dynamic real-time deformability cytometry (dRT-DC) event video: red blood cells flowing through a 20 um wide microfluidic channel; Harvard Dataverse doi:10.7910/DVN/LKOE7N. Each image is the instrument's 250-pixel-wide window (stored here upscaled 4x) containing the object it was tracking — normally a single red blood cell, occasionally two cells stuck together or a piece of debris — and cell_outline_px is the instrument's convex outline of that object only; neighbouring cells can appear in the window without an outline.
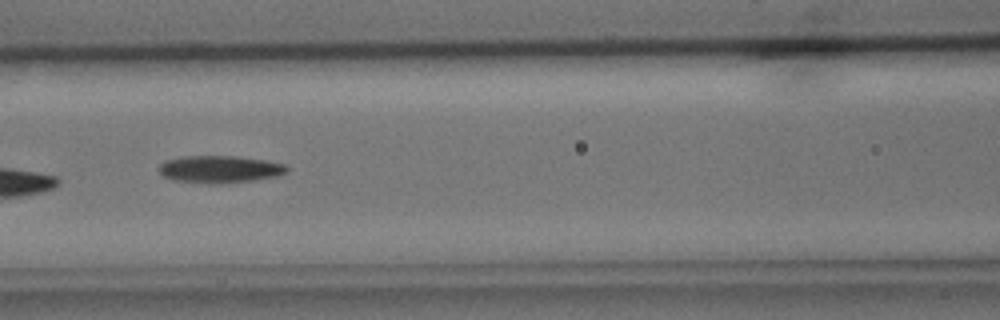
{"species": "common noctule bat (a hibernating species)", "species_latin": "Nyctalus noctula", "temperature_condition": "cold", "stored_images_in_passage": 9, "camera_frame_rate_fps": 3000, "um_per_image_px": 0.085, "animal": {"sex": "male", "body_mass_g": 15.6}, "frame": {"image": 1, "passage_image": 7, "time_ms": 7.667, "image_size_px": [1000, 320], "cell_outline_px": [[288, 168], [280, 176], [252, 180], [208, 184], [176, 180], [164, 176], [160, 172], [160, 164], [164, 160], [184, 156], [236, 156], [264, 160], [284, 164]], "centroid_in_image_um": [18.67, 14.37], "position_along_channel_um": 147.9, "area_um2": 20.06}}
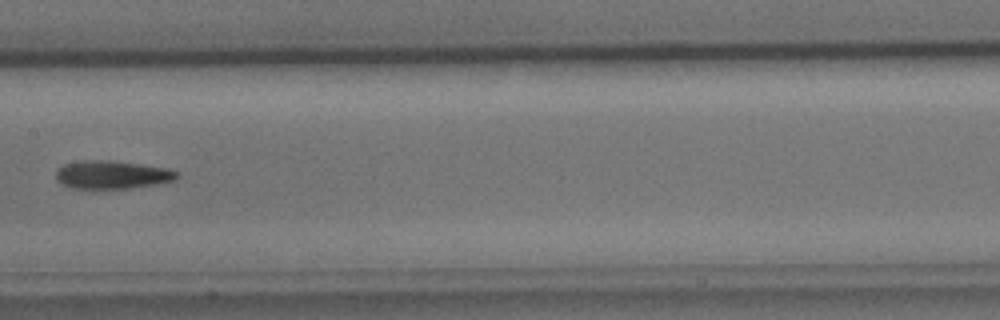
{"frame": {"image": 2, "passage_image": 8, "time_ms": 9.0, "image_size_px": [1000, 320], "cell_outline_px": [[180, 176], [176, 180], [156, 184], [132, 188], [72, 188], [56, 180], [56, 168], [64, 164], [84, 160], [108, 160], [168, 168], [180, 172]], "centroid_in_image_um": [9.55, 14.85], "position_along_channel_um": 197.8, "area_um2": 19.88}}
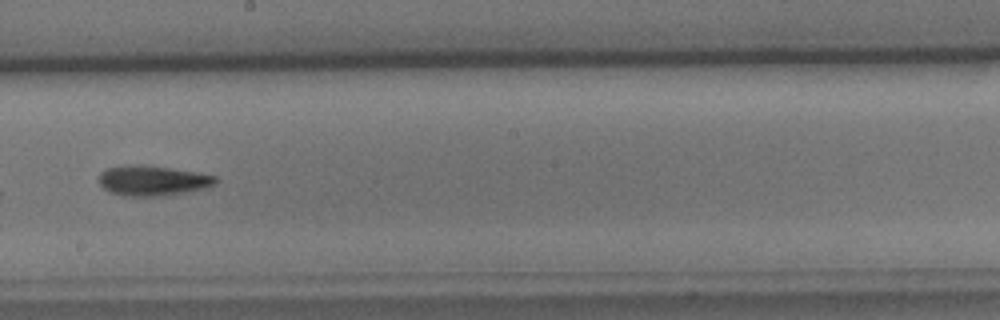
{"frame": {"image": 3, "passage_image": 9, "time_ms": 10.0, "image_size_px": [1000, 320], "cell_outline_px": [[216, 184], [208, 188], [188, 192], [160, 196], [128, 196], [112, 192], [104, 188], [100, 184], [100, 172], [108, 168], [128, 164], [140, 164], [200, 172], [216, 176]], "centroid_in_image_um": [13.03, 15.34], "position_along_channel_um": 235.2, "area_um2": 20.58}}